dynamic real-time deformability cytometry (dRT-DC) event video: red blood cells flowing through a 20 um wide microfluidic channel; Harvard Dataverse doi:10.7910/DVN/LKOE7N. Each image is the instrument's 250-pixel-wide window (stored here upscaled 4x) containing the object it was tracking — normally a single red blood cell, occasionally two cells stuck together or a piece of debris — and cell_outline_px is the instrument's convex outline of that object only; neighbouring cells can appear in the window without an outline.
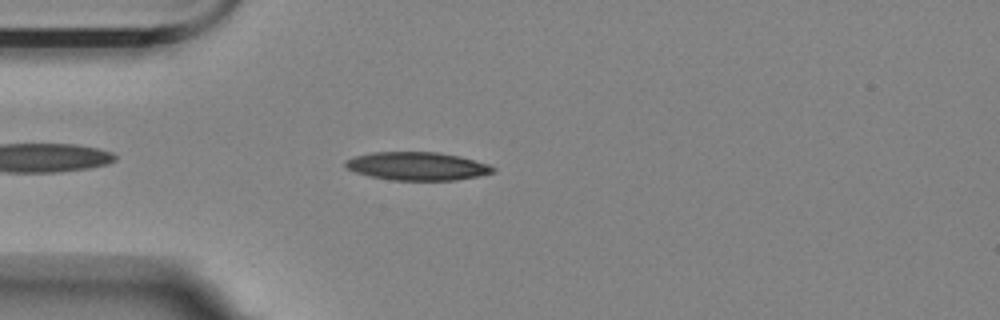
{"species": "Egyptian fruit bat (a non-hibernating species)", "species_latin": "Rousettus aegyptiacus", "temperature_condition": "room temperature", "stored_images_in_passage": 27, "camera_frame_rate_fps": 3000, "um_per_image_px": 0.085, "animal": {"sex": "female"}, "frame": {"image": 1, "passage_image": 5, "time_ms": 1.333, "image_size_px": [1000, 320], "cell_outline_px": [[496, 172], [456, 180], [392, 180], [372, 176], [356, 172], [348, 168], [344, 164], [344, 160], [352, 156], [372, 152], [436, 152], [460, 156], [488, 164], [496, 168]], "centroid_in_image_um": [35.46, 14.11], "position_along_channel_um": 49.5, "area_um2": 24.22}}
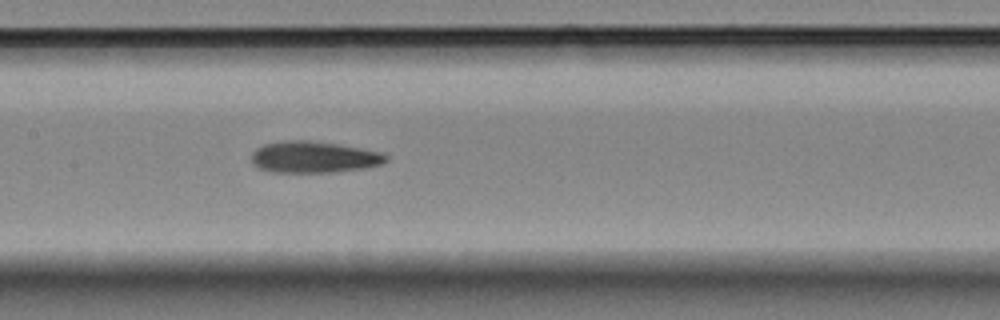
{"frame": {"image": 2, "passage_image": 17, "time_ms": 5.333, "image_size_px": [1000, 320], "cell_outline_px": [[388, 160], [384, 164], [364, 168], [336, 172], [272, 172], [256, 168], [252, 164], [252, 152], [256, 148], [264, 144], [284, 140], [308, 140], [336, 144], [380, 152], [388, 156]], "centroid_in_image_um": [26.64, 13.36], "position_along_channel_um": 180.8, "area_um2": 24.8}}
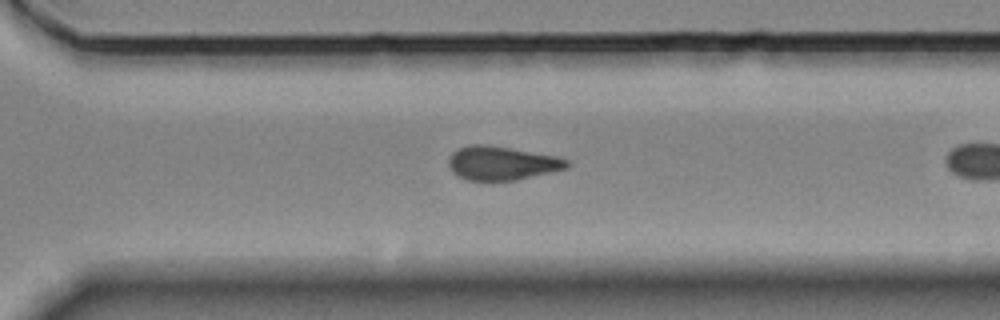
{"frame": {"image": 3, "passage_image": 26, "time_ms": 8.333, "image_size_px": [1000, 320], "cell_outline_px": [[568, 168], [516, 180], [468, 180], [452, 172], [448, 164], [448, 156], [456, 148], [468, 144], [488, 144], [556, 156], [568, 160]], "centroid_in_image_um": [42.6, 13.85], "position_along_channel_um": 328.0, "area_um2": 23.35}}